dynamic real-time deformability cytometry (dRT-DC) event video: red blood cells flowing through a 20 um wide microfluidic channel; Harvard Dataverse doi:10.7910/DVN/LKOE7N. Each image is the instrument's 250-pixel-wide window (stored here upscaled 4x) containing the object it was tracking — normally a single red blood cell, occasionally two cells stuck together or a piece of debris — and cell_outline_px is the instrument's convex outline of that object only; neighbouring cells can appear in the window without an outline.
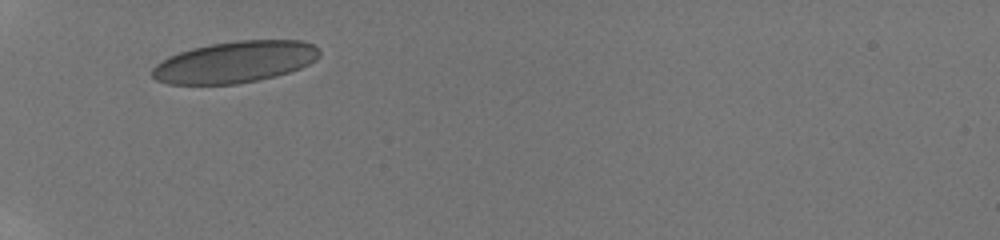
{"species": "human", "species_latin": "Homo sapiens", "temperature_condition": "room temperature", "stored_images_in_passage": 2, "camera_frame_rate_fps": 3000, "um_per_image_px": 0.085, "donor": {"sex": "male"}, "frame": {"image": 1, "passage_image": 1, "time_ms": 0.0, "image_size_px": [1000, 240], "cell_outline_px": [[320, 56], [308, 64], [300, 68], [276, 76], [236, 84], [168, 84], [156, 80], [152, 76], [152, 68], [156, 64], [168, 56], [192, 48], [212, 44], [236, 40], [300, 40], [312, 44], [320, 48]], "centroid_in_image_um": [19.97, 5.27], "position_along_channel_um": 65.0, "area_um2": 40.4}}